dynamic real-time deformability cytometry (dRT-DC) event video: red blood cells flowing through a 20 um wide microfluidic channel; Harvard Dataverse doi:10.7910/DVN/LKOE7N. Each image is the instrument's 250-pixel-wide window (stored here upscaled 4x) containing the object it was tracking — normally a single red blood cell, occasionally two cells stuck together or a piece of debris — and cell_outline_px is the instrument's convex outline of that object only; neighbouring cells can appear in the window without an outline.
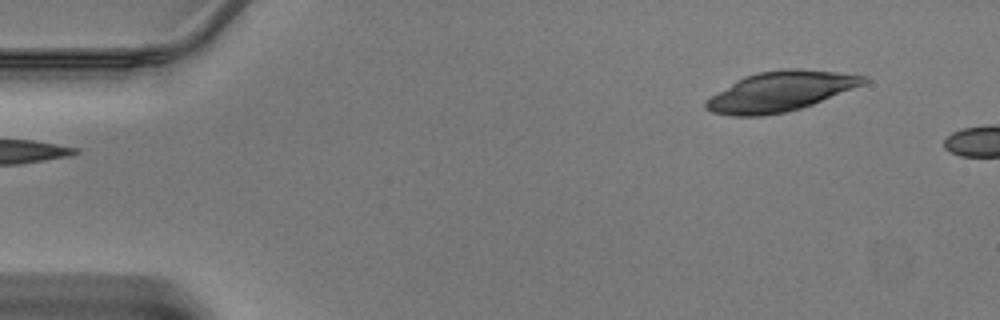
{"species": "Egyptian fruit bat (a non-hibernating species)", "species_latin": "Rousettus aegyptiacus", "temperature_condition": "warm", "stored_images_in_passage": 4, "camera_frame_rate_fps": 3000, "um_per_image_px": 0.085, "animal": {"sex": "male"}, "frame": {"image": 1, "passage_image": 1, "time_ms": 0.0, "image_size_px": [1000, 320], "cell_outline_px": [[872, 80], [864, 84], [812, 104], [788, 112], [760, 116], [732, 116], [712, 112], [704, 108], [704, 100], [736, 80], [744, 76], [756, 72], [784, 68], [796, 68], [836, 72], [864, 76]], "centroid_in_image_um": [66.29, 7.77], "position_along_channel_um": 18.7, "area_um2": 36.65}}